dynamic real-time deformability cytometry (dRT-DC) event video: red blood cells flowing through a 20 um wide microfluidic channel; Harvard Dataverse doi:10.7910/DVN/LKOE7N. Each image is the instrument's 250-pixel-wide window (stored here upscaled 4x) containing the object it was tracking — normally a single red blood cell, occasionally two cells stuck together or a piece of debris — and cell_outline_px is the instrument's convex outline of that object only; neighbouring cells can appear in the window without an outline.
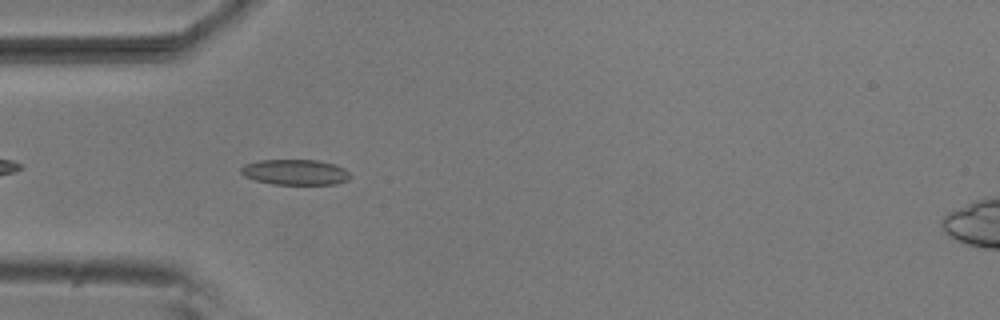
{"species": "common noctule bat (a hibernating species)", "species_latin": "Nyctalus noctula", "temperature_condition": "room temperature", "stored_images_in_passage": 41, "camera_frame_rate_fps": 3000, "um_per_image_px": 0.085, "animal": {"sex": "male", "body_mass_g": 20.5, "forearm_length_mm": 52.5}, "frame": {"image": 1, "passage_image": 4, "time_ms": 1.0, "image_size_px": [1000, 320], "cell_outline_px": [[352, 176], [348, 180], [336, 184], [272, 184], [256, 180], [244, 176], [240, 172], [240, 168], [244, 164], [260, 160], [316, 160], [336, 164], [344, 168]], "centroid_in_image_um": [25.1, 14.63], "position_along_channel_um": 59.9, "area_um2": 16.3}}
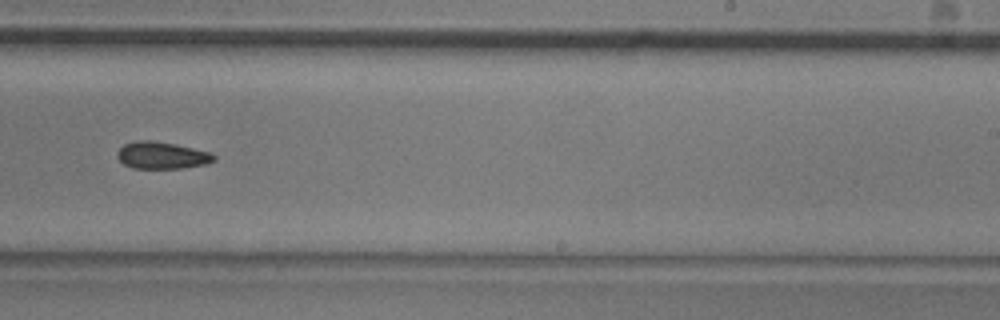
{"frame": {"image": 2, "passage_image": 21, "time_ms": 6.667, "image_size_px": [1000, 320], "cell_outline_px": [[216, 160], [204, 164], [180, 168], [132, 168], [124, 164], [116, 156], [116, 152], [124, 144], [136, 140], [152, 140], [176, 144], [212, 152], [216, 156]], "centroid_in_image_um": [13.75, 13.19], "position_along_channel_um": 275.2, "area_um2": 15.32}}
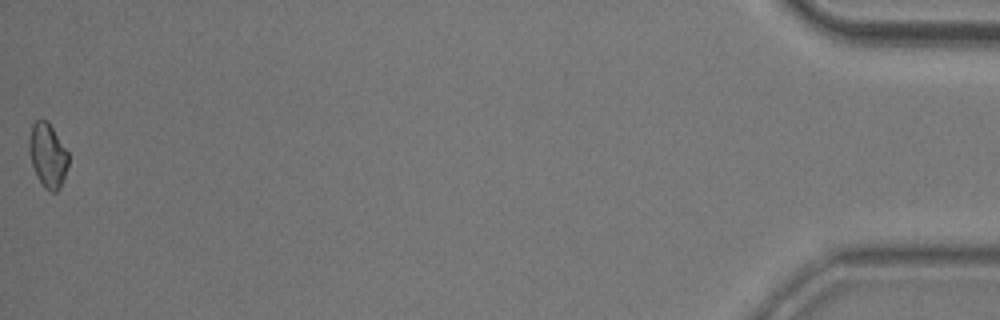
{"frame": {"image": 3, "passage_image": 41, "time_ms": 13.333, "image_size_px": [1000, 320], "cell_outline_px": [[68, 164], [60, 188], [56, 192], [52, 192], [44, 188], [36, 176], [28, 152], [28, 140], [32, 124], [40, 116], [48, 120], [68, 152]], "centroid_in_image_um": [4.03, 13.16], "position_along_channel_um": 431.2, "area_um2": 14.97}, "authors_computed_cell_mechanics": {"area_um2": 15.2014, "velocity_mm_per_s": 3.829, "shape_relaxation_time_tau1_ms": null, "shape_relaxation_time_tau2_ms": 11.0977, "deformation_change_tau1": null, "deformation_change_tau2": 0.1756}}